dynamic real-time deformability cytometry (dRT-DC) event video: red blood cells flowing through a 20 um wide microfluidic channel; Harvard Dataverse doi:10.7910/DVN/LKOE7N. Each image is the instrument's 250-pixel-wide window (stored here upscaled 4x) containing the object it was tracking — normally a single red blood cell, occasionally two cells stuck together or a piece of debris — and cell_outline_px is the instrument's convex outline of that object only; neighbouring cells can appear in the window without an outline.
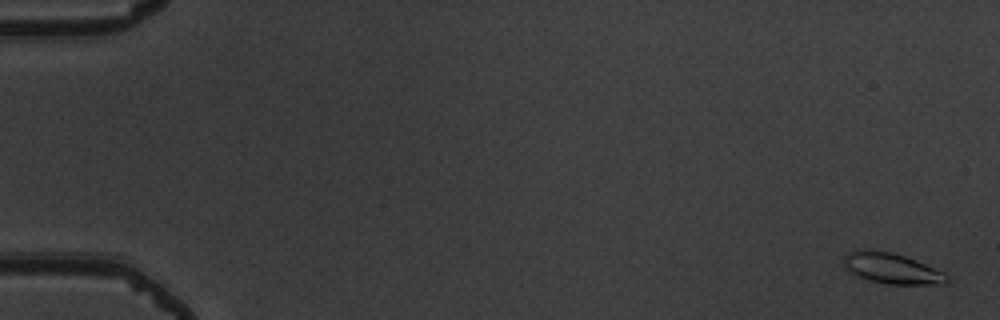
{"species": "common noctule bat (a hibernating species)", "species_latin": "Nyctalus noctula", "temperature_condition": "warm", "stored_images_in_passage": 55, "camera_frame_rate_fps": 3000, "um_per_image_px": 0.085, "animal": {"sex": "male", "body_mass_g": 19.5, "forearm_length_mm": 54.6}, "frame": {"image": 1, "passage_image": 2, "time_ms": 0.333, "image_size_px": [1000, 320], "cell_outline_px": [[948, 280], [944, 284], [888, 284], [872, 280], [860, 276], [852, 272], [844, 264], [844, 256], [848, 252], [892, 252], [916, 260], [944, 272], [948, 276]], "centroid_in_image_um": [75.9, 22.84], "position_along_channel_um": 9.1, "area_um2": 17.51}}
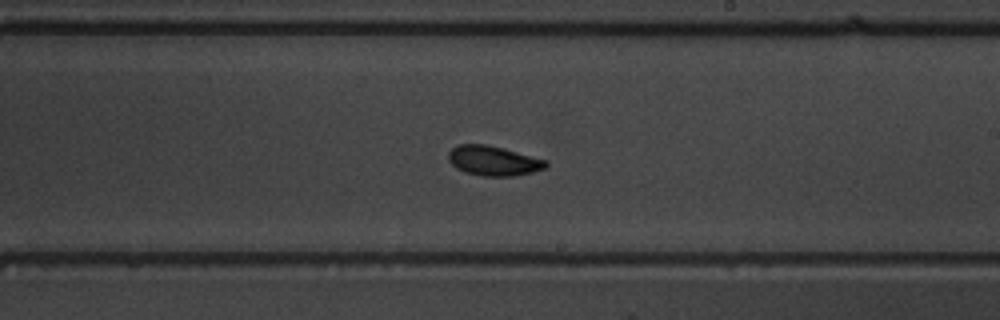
{"frame": {"image": 2, "passage_image": 33, "time_ms": 10.667, "image_size_px": [1000, 320], "cell_outline_px": [[548, 164], [544, 168], [532, 172], [512, 176], [484, 176], [464, 172], [456, 168], [448, 160], [448, 152], [452, 148], [460, 144], [484, 144], [548, 160]], "centroid_in_image_um": [41.91, 13.67], "position_along_channel_um": 247.1, "area_um2": 16.7}}
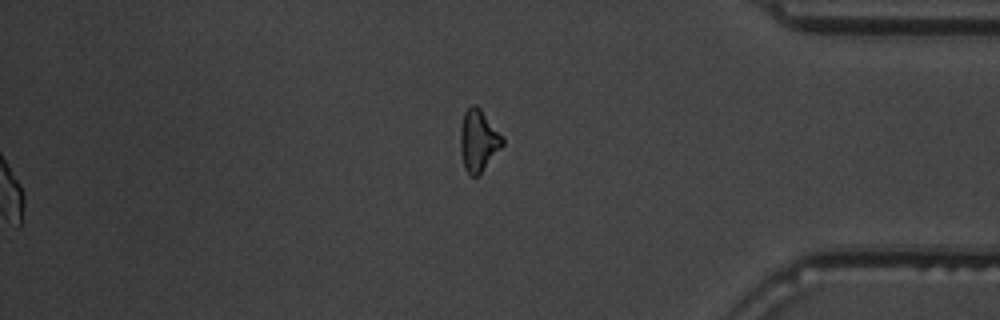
{"frame": {"image": 3, "passage_image": 55, "time_ms": 18.0, "image_size_px": [1000, 320], "cell_outline_px": [[504, 144], [480, 172], [476, 176], [468, 176], [464, 168], [460, 152], [460, 128], [464, 112], [472, 104], [476, 104], [480, 108], [504, 136]], "centroid_in_image_um": [40.65, 11.92], "position_along_channel_um": 394.5, "area_um2": 15.26}, "authors_computed_cell_mechanics": {"area_um2": 16.762, "velocity_mm_per_s": 3.8893, "shape_relaxation_time_tau1_ms": 2.5846, "shape_relaxation_time_tau2_ms": 4.9208, "deformation_change_tau1": 0.1156, "deformation_change_tau2": 0.0758}}